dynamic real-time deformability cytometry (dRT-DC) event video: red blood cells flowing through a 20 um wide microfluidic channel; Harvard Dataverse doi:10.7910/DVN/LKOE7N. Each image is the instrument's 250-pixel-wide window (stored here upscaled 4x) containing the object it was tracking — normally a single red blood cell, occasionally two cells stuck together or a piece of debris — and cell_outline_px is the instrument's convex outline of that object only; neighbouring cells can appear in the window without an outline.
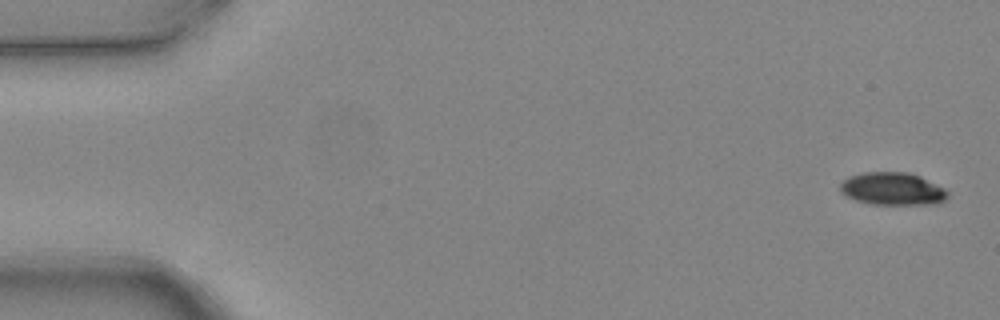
{"species": "common noctule bat (a hibernating species)", "species_latin": "Nyctalus noctula", "temperature_condition": "warm", "stored_images_in_passage": 5, "camera_frame_rate_fps": 3000, "um_per_image_px": 0.085, "animal": {"sex": "female", "body_mass_g": 24.6, "forearm_length_mm": 56.2}, "frame": {"image": 1, "passage_image": 1, "time_ms": 0.0, "image_size_px": [1000, 320], "cell_outline_px": [[948, 196], [940, 204], [868, 204], [844, 196], [840, 192], [840, 184], [848, 176], [864, 172], [908, 172], [920, 176], [944, 188], [948, 192]], "centroid_in_image_um": [75.84, 16.05], "position_along_channel_um": 9.2, "area_um2": 20.63}}
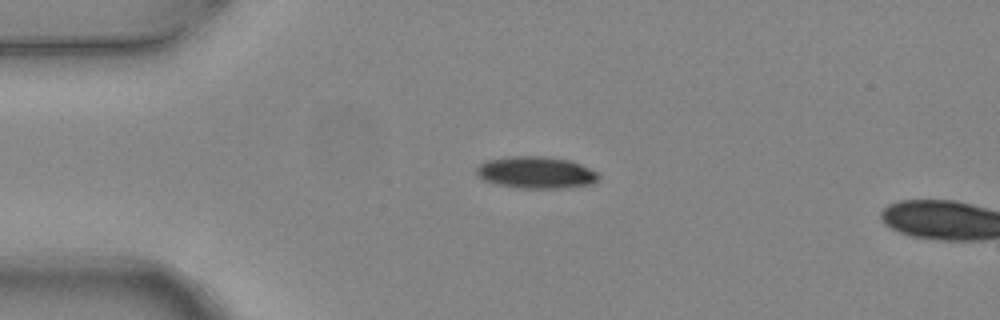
{"frame": {"image": 2, "passage_image": 4, "time_ms": 1.0, "image_size_px": [1000, 320], "cell_outline_px": [[600, 180], [596, 184], [568, 188], [512, 188], [496, 184], [484, 180], [476, 172], [476, 168], [480, 164], [488, 160], [512, 156], [544, 156], [568, 160], [580, 164], [596, 172], [600, 176]], "centroid_in_image_um": [45.61, 14.68], "position_along_channel_um": 39.4, "area_um2": 22.89}}